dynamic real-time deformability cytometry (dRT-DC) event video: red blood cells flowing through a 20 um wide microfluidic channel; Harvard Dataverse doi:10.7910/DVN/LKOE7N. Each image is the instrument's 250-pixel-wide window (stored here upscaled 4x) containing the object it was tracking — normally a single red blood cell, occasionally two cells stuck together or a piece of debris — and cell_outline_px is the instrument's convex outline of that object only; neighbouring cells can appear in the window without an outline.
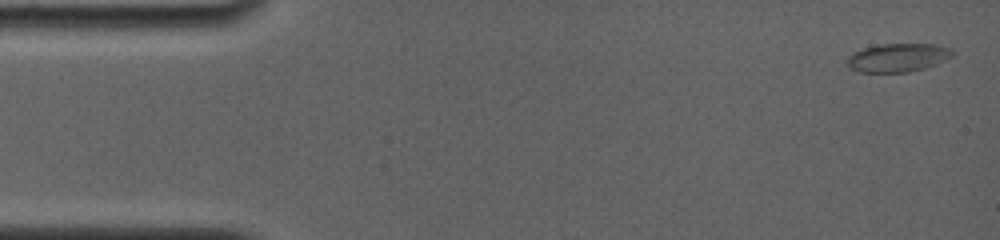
{"species": "common noctule bat (a hibernating species)", "species_latin": "Nyctalus noctula", "temperature_condition": "room temperature", "stored_images_in_passage": 12, "camera_frame_rate_fps": 4000, "um_per_image_px": 0.085, "animal": {"sex": "female", "body_mass_g": 19.0, "forearm_length_mm": 56.7}, "frame": {"image": 1, "passage_image": 1, "time_ms": 0.0, "image_size_px": [1000, 240], "cell_outline_px": [[952, 56], [924, 68], [908, 72], [860, 72], [852, 68], [848, 64], [848, 56], [864, 48], [880, 44], [932, 44], [952, 48]], "centroid_in_image_um": [76.32, 4.89], "position_along_channel_um": 8.7, "area_um2": 17.05}}
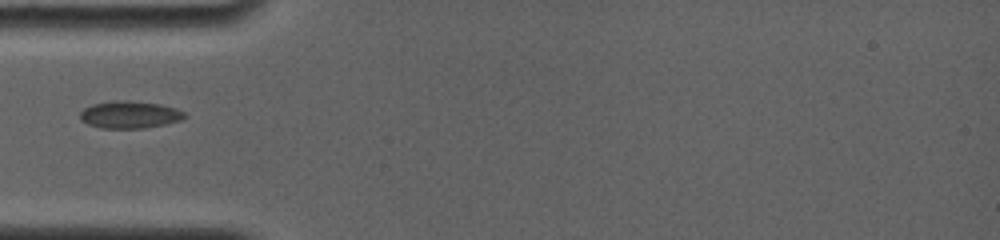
{"frame": {"image": 2, "passage_image": 8, "time_ms": 4.75, "image_size_px": [1000, 240], "cell_outline_px": [[184, 116], [180, 120], [164, 124], [144, 128], [100, 128], [88, 124], [80, 120], [80, 112], [84, 108], [92, 104], [116, 100], [128, 100], [160, 104], [176, 108], [184, 112]], "centroid_in_image_um": [10.98, 9.74], "position_along_channel_um": 74.0, "area_um2": 16.53}}
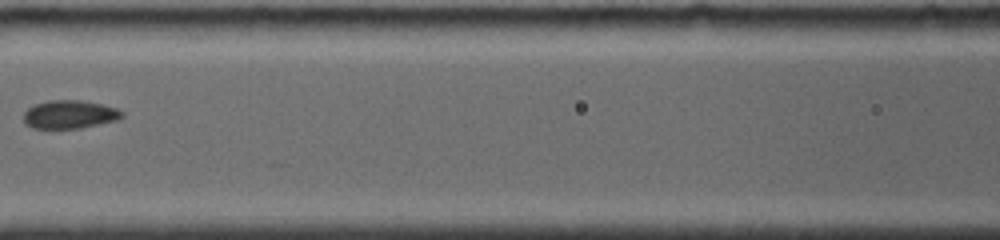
{"frame": {"image": 3, "passage_image": 11, "time_ms": 7.0, "image_size_px": [1000, 240], "cell_outline_px": [[124, 116], [116, 120], [80, 128], [32, 128], [24, 120], [24, 112], [28, 108], [36, 104], [48, 100], [80, 100], [100, 104], [116, 108], [124, 112]], "centroid_in_image_um": [5.92, 9.72], "position_along_channel_um": 160.7, "area_um2": 16.01}}